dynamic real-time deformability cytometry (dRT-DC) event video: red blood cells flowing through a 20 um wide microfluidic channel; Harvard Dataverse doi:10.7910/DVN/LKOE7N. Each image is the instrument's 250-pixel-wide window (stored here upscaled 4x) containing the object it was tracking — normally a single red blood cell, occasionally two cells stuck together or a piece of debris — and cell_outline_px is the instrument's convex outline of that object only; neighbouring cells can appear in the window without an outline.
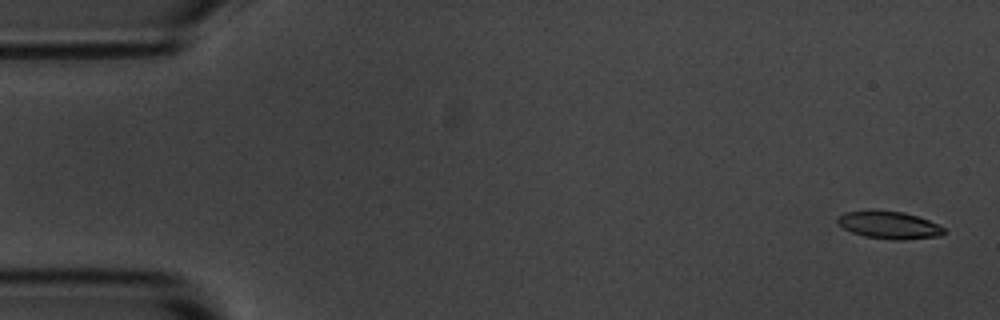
{"species": "common noctule bat (a hibernating species)", "species_latin": "Nyctalus noctula", "temperature_condition": "room temperature", "stored_images_in_passage": 5, "camera_frame_rate_fps": 3000, "um_per_image_px": 0.085, "animal": {"sex": "male", "body_mass_g": 20.1, "forearm_length_mm": 53.5}, "frame": {"image": 1, "passage_image": 1, "time_ms": 0.0, "image_size_px": [1000, 320], "cell_outline_px": [[944, 232], [940, 236], [904, 240], [892, 240], [864, 236], [852, 232], [836, 224], [836, 216], [844, 212], [904, 212], [928, 220], [944, 228]], "centroid_in_image_um": [75.55, 19.16], "position_along_channel_um": 9.5, "area_um2": 16.65}}
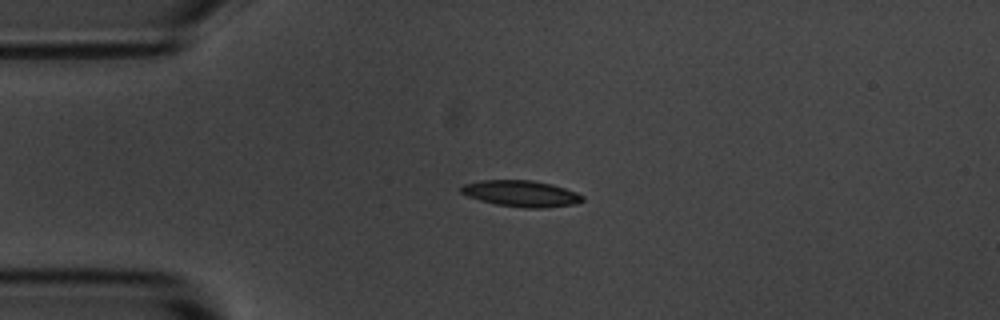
{"frame": {"image": 2, "passage_image": 4, "time_ms": 3.667, "image_size_px": [1000, 320], "cell_outline_px": [[584, 200], [576, 204], [548, 208], [524, 208], [496, 204], [480, 200], [468, 196], [460, 192], [460, 188], [464, 184], [480, 180], [532, 180], [552, 184], [576, 192], [584, 196]], "centroid_in_image_um": [44.32, 16.46], "position_along_channel_um": 40.7, "area_um2": 18.67}}